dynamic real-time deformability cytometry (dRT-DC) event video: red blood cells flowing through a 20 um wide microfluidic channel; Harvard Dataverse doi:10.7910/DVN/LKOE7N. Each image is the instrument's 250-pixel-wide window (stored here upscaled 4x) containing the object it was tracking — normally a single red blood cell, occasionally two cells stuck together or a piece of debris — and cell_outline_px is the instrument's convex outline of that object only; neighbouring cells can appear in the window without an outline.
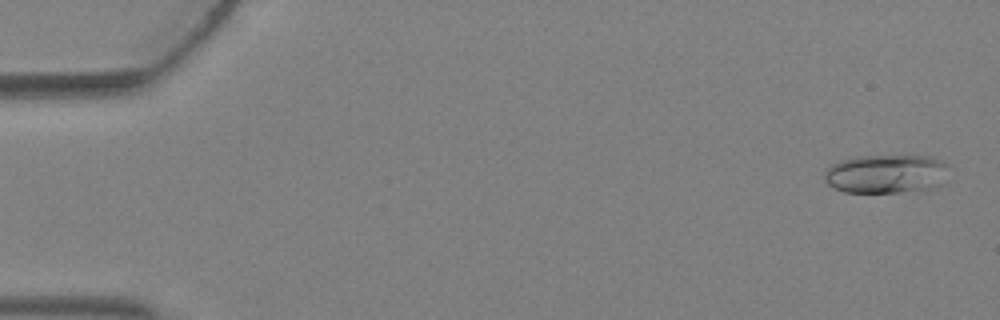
{"species": "Egyptian fruit bat (a non-hibernating species)", "species_latin": "Rousettus aegyptiacus", "temperature_condition": "warm", "stored_images_in_passage": 4, "camera_frame_rate_fps": 3000, "um_per_image_px": 0.085, "animal": {"sex": "female"}, "frame": {"image": 1, "passage_image": 1, "time_ms": 0.0, "image_size_px": [1000, 320], "cell_outline_px": [[948, 164], [940, 184], [928, 192], [844, 192], [832, 188], [824, 180], [824, 172], [832, 164], [840, 160], [856, 156], [924, 156], [940, 160]], "centroid_in_image_um": [75.29, 14.8], "position_along_channel_um": 9.7, "area_um2": 28.38}}
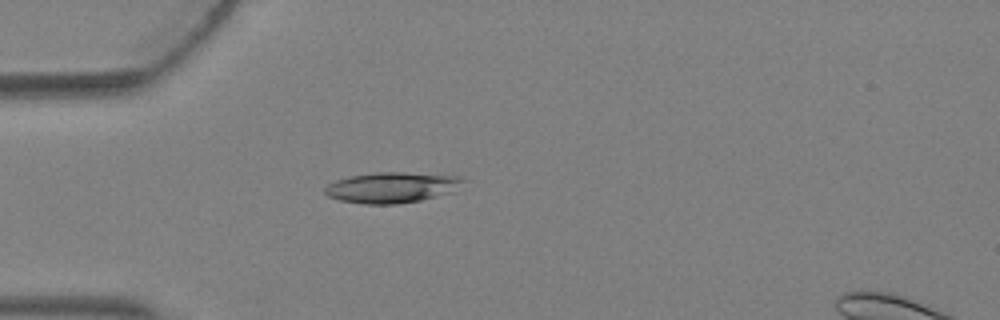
{"frame": {"image": 2, "passage_image": 4, "time_ms": 1.0, "image_size_px": [1000, 320], "cell_outline_px": [[468, 180], [456, 192], [420, 200], [396, 204], [364, 204], [340, 200], [328, 196], [324, 192], [324, 188], [328, 184], [336, 180], [352, 176], [372, 172], [404, 172], [460, 176]], "centroid_in_image_um": [33.38, 15.93], "position_along_channel_um": 51.6, "area_um2": 25.03}}